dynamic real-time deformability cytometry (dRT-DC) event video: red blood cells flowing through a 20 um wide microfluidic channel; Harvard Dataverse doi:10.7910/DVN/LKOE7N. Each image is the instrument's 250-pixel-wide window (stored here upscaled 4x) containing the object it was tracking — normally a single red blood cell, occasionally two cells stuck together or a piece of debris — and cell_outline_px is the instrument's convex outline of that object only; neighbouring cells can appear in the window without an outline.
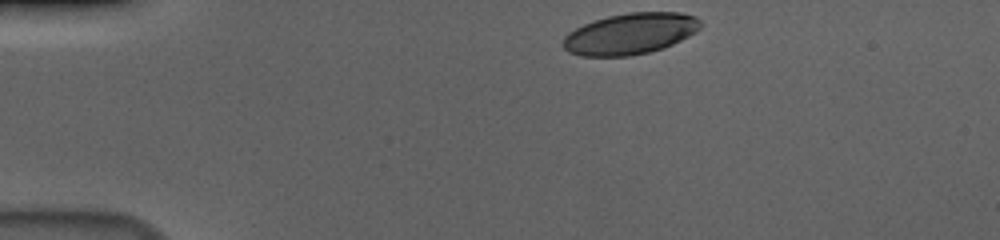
{"species": "human", "species_latin": "Homo sapiens", "temperature_condition": "cold", "stored_images_in_passage": 38, "camera_frame_rate_fps": 3000, "um_per_image_px": 0.085, "donor": {"sex": "male"}, "frame": {"image": 1, "passage_image": 1, "time_ms": 0.0, "image_size_px": [1000, 240], "cell_outline_px": [[704, 24], [696, 32], [672, 44], [648, 52], [628, 56], [580, 56], [568, 52], [564, 48], [564, 36], [568, 32], [584, 24], [608, 16], [628, 12], [680, 12], [696, 16]], "centroid_in_image_um": [53.59, 2.85], "position_along_channel_um": 31.4, "area_um2": 32.89}}
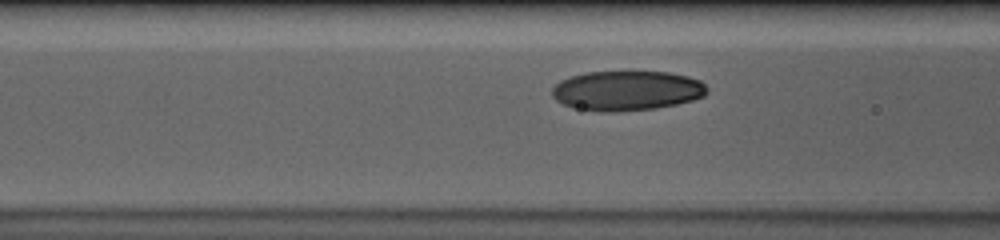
{"frame": {"image": 2, "passage_image": 13, "time_ms": 4.0, "image_size_px": [1000, 240], "cell_outline_px": [[708, 92], [704, 96], [692, 100], [676, 104], [656, 108], [616, 112], [604, 112], [580, 108], [564, 104], [556, 100], [552, 96], [552, 88], [560, 80], [572, 76], [588, 72], [668, 72], [688, 76], [700, 80], [708, 88]], "centroid_in_image_um": [53.31, 7.7], "position_along_channel_um": 113.3, "area_um2": 35.78}}
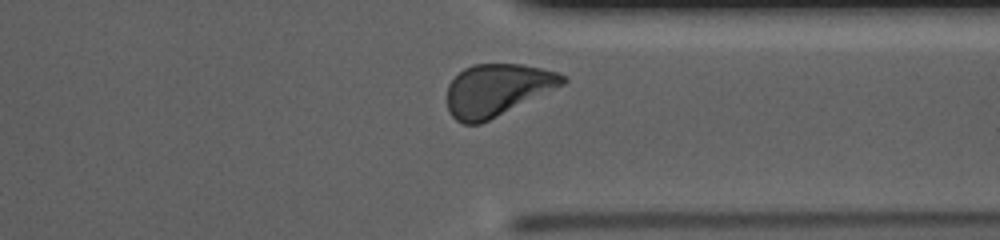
{"frame": {"image": 3, "passage_image": 34, "time_ms": 11.0, "image_size_px": [1000, 240], "cell_outline_px": [[568, 80], [564, 84], [480, 124], [464, 124], [456, 120], [448, 112], [448, 84], [464, 68], [472, 64], [520, 64], [540, 68], [556, 72], [568, 76]], "centroid_in_image_um": [42.25, 7.64], "position_along_channel_um": 369.2, "area_um2": 34.74}, "authors_computed_cell_mechanics": {"area_um2": 34.8245, "velocity_mm_per_s": 3.663, "shape_relaxation_time_tau1_ms": 2.6535, "shape_relaxation_time_tau2_ms": null, "deformation_change_tau1": 0.1289, "deformation_change_tau2": null}}